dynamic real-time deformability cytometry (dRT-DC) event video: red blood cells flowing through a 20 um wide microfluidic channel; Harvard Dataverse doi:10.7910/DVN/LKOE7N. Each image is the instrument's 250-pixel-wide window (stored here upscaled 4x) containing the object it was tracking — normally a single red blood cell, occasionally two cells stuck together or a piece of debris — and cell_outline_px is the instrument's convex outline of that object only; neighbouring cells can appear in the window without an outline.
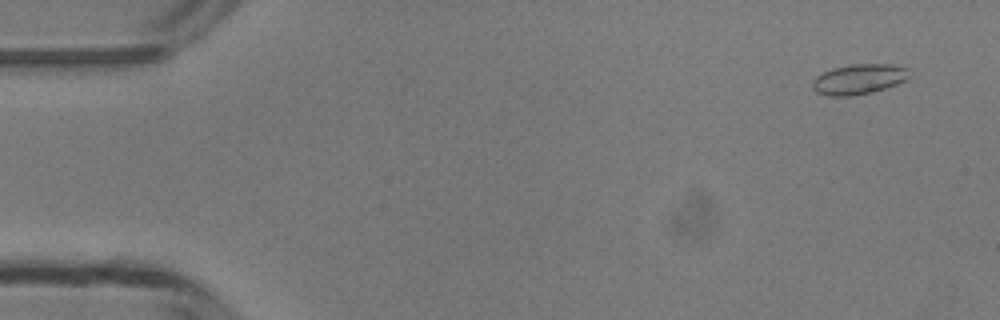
{"species": "common noctule bat (a hibernating species)", "species_latin": "Nyctalus noctula", "temperature_condition": "room temperature", "stored_images_in_passage": 10, "camera_frame_rate_fps": 3000, "um_per_image_px": 0.085, "animal": {"sex": "male", "body_mass_g": 13.3}, "frame": {"image": 1, "passage_image": 3, "time_ms": 0.667, "image_size_px": [1000, 320], "cell_outline_px": [[908, 76], [904, 80], [896, 84], [872, 92], [848, 96], [832, 96], [816, 92], [812, 88], [812, 80], [816, 76], [832, 68], [852, 64], [892, 64], [908, 68]], "centroid_in_image_um": [72.96, 6.72], "position_along_channel_um": 12.0, "area_um2": 16.88}}